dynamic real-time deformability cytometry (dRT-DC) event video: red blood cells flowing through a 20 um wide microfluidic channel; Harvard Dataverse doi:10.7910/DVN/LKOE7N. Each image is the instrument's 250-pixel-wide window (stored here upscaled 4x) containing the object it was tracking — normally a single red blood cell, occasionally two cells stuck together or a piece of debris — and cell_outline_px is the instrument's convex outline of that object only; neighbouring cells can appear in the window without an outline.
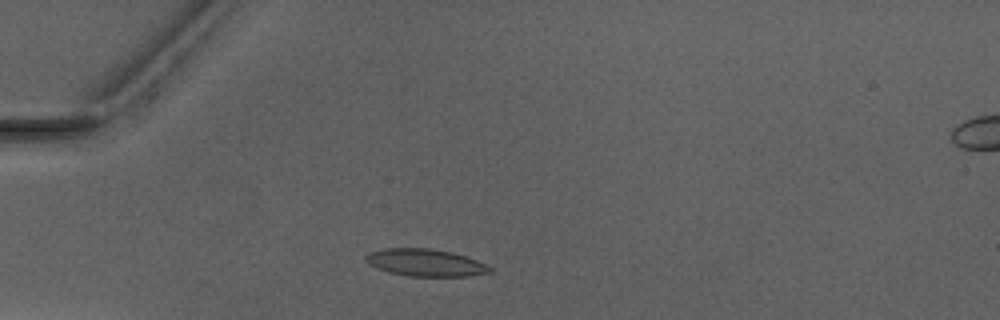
{"species": "Egyptian fruit bat (a non-hibernating species)", "species_latin": "Rousettus aegyptiacus", "temperature_condition": "warm", "stored_images_in_passage": 3, "camera_frame_rate_fps": 3000, "um_per_image_px": 0.085, "animal": {"sex": "male"}, "frame": {"image": 1, "passage_image": 2, "time_ms": 1.0, "image_size_px": [1000, 320], "cell_outline_px": [[492, 272], [468, 276], [408, 276], [388, 272], [376, 268], [368, 264], [364, 260], [364, 256], [368, 252], [384, 248], [428, 248], [452, 252], [476, 260], [492, 268]], "centroid_in_image_um": [36.09, 22.32], "position_along_channel_um": 48.9, "area_um2": 19.77}}